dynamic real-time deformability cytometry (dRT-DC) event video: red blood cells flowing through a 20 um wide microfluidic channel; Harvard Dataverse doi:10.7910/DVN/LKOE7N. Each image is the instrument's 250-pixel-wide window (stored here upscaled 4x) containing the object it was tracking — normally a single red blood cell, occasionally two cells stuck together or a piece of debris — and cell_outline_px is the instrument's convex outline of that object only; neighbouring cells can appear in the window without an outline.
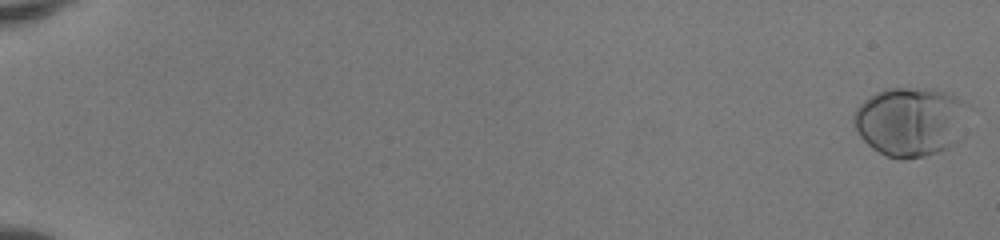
{"species": "human", "species_latin": "Homo sapiens", "temperature_condition": "room temperature", "stored_images_in_passage": 52, "camera_frame_rate_fps": 3000, "um_per_image_px": 0.085, "donor": {"sex": "female"}, "frame": {"image": 1, "passage_image": 1, "time_ms": 0.0, "image_size_px": [1000, 240], "cell_outline_px": [[964, 136], [960, 140], [948, 148], [924, 156], [900, 160], [884, 156], [872, 148], [860, 136], [852, 120], [852, 116], [856, 108], [868, 96], [884, 88], [932, 88], [956, 96], [964, 100]], "centroid_in_image_um": [77.36, 10.34], "position_along_channel_um": 7.6, "area_um2": 46.53}}
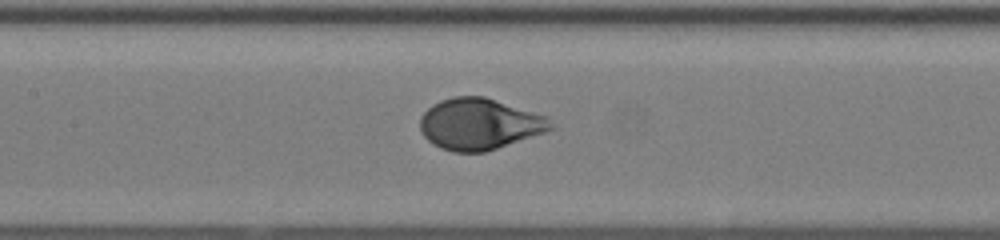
{"frame": {"image": 2, "passage_image": 28, "time_ms": 9.0, "image_size_px": [1000, 240], "cell_outline_px": [[552, 128], [544, 132], [484, 152], [452, 152], [440, 148], [432, 144], [420, 132], [420, 116], [432, 104], [440, 100], [452, 96], [484, 96], [544, 116], [548, 120]], "centroid_in_image_um": [40.65, 10.54], "position_along_channel_um": 166.8, "area_um2": 38.55}}
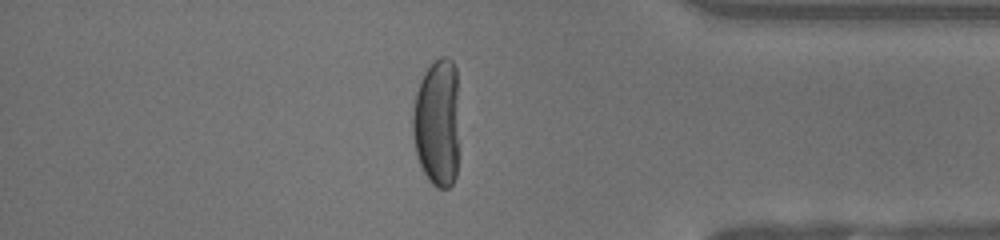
{"frame": {"image": 3, "passage_image": 46, "time_ms": 15.0, "image_size_px": [1000, 240], "cell_outline_px": [[456, 176], [452, 184], [448, 188], [436, 188], [428, 180], [416, 156], [412, 136], [412, 112], [416, 92], [420, 80], [424, 72], [440, 56], [448, 56], [452, 60], [456, 68]], "centroid_in_image_um": [37.11, 10.43], "position_along_channel_um": 398.1, "area_um2": 34.51}, "authors_computed_cell_mechanics": {"area_um2": 40.5756, "velocity_mm_per_s": 4.1158, "shape_relaxation_time_tau1_ms": 3.0537, "shape_relaxation_time_tau2_ms": null, "deformation_change_tau1": 0.2063, "deformation_change_tau2": null}}